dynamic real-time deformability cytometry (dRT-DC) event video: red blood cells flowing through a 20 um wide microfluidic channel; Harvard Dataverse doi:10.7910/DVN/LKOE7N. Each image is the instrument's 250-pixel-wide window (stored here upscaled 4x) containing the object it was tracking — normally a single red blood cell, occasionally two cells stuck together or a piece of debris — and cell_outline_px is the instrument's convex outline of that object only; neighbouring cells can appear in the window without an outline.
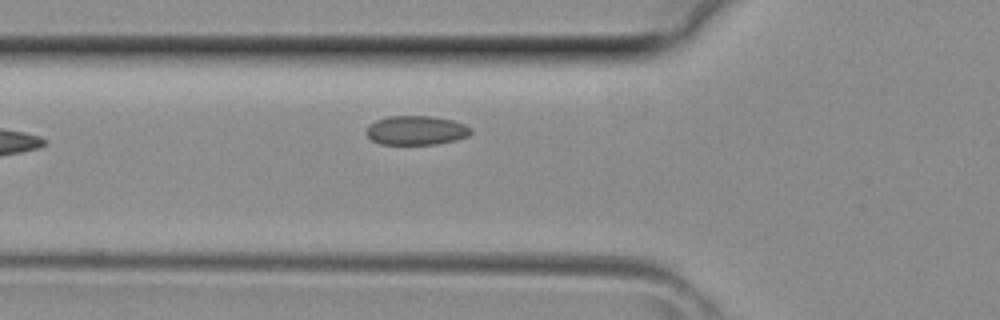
{"species": "common noctule bat (a hibernating species)", "species_latin": "Nyctalus noctula", "temperature_condition": "room temperature", "stored_images_in_passage": 5, "camera_frame_rate_fps": 3000, "um_per_image_px": 0.085, "animal": {"sex": "female", "body_mass_g": 29.2, "forearm_length_mm": 56.3}, "frame": {"image": 1, "passage_image": 5, "time_ms": 1.333, "image_size_px": [1000, 320], "cell_outline_px": [[472, 132], [468, 136], [456, 140], [436, 144], [380, 144], [372, 140], [364, 132], [368, 124], [376, 120], [388, 116], [432, 116], [452, 120], [464, 124], [472, 128]], "centroid_in_image_um": [35.36, 11.08], "position_along_channel_um": 90.4, "area_um2": 17.92}}